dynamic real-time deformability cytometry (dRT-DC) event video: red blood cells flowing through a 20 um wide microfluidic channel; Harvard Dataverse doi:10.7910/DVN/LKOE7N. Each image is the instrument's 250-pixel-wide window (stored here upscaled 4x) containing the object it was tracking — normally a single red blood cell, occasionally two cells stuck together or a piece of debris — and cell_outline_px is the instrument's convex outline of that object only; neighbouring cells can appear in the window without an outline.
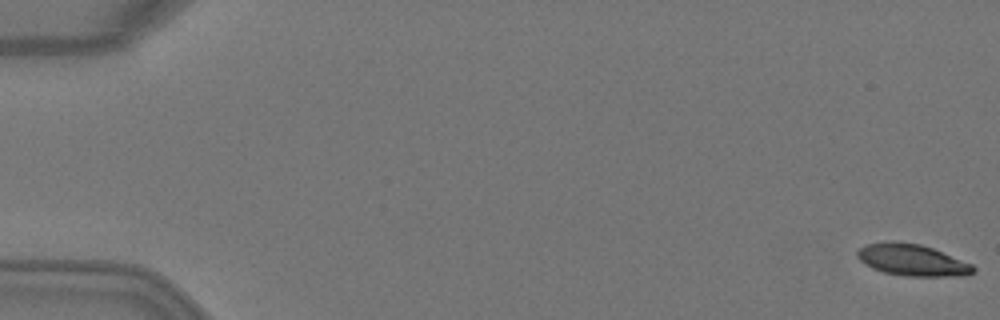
{"species": "Egyptian fruit bat (a non-hibernating species)", "species_latin": "Rousettus aegyptiacus", "temperature_condition": "warm", "stored_images_in_passage": 5, "camera_frame_rate_fps": 3000, "um_per_image_px": 0.085, "animal": {"sex": "female"}, "frame": {"image": 1, "passage_image": 1, "time_ms": 0.0, "image_size_px": [1000, 320], "cell_outline_px": [[976, 272], [964, 276], [908, 276], [884, 272], [872, 268], [864, 264], [856, 256], [856, 252], [860, 248], [868, 244], [920, 244], [932, 248], [972, 264], [976, 268]], "centroid_in_image_um": [77.6, 22.15], "position_along_channel_um": 7.4, "area_um2": 20.63}}
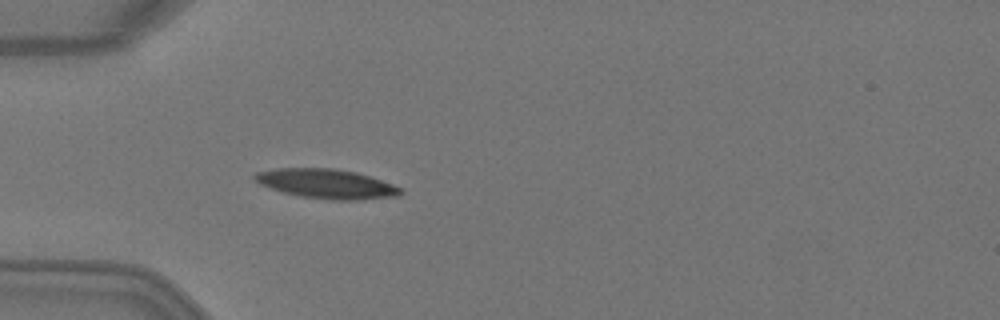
{"frame": {"image": 2, "passage_image": 5, "time_ms": 1.333, "image_size_px": [1000, 320], "cell_outline_px": [[404, 192], [400, 196], [356, 200], [332, 200], [300, 196], [284, 192], [260, 184], [252, 176], [256, 172], [276, 168], [332, 168], [356, 172], [404, 188]], "centroid_in_image_um": [27.79, 15.62], "position_along_channel_um": 57.2, "area_um2": 24.97}}